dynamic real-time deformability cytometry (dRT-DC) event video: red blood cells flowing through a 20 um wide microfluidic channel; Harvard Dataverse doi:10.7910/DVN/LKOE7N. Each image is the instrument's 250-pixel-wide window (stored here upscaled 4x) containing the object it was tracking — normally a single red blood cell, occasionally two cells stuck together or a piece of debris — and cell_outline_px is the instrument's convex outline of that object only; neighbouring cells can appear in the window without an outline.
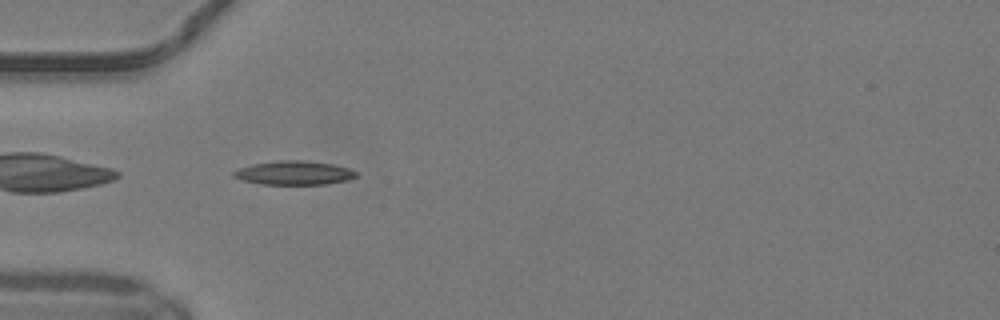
{"species": "common noctule bat (a hibernating species)", "species_latin": "Nyctalus noctula", "temperature_condition": "warm", "stored_images_in_passage": 35, "camera_frame_rate_fps": 3000, "um_per_image_px": 0.085, "animal": {"sex": "male", "body_mass_g": 19.2, "forearm_length_mm": 51.8}, "frame": {"image": 1, "passage_image": 1, "time_ms": 0.0, "image_size_px": [1000, 320], "cell_outline_px": [[356, 176], [348, 180], [328, 184], [260, 184], [244, 180], [232, 176], [232, 172], [240, 168], [252, 164], [280, 160], [300, 160], [332, 164], [348, 168], [356, 172]], "centroid_in_image_um": [24.99, 14.69], "position_along_channel_um": 60.0, "area_um2": 16.88}}
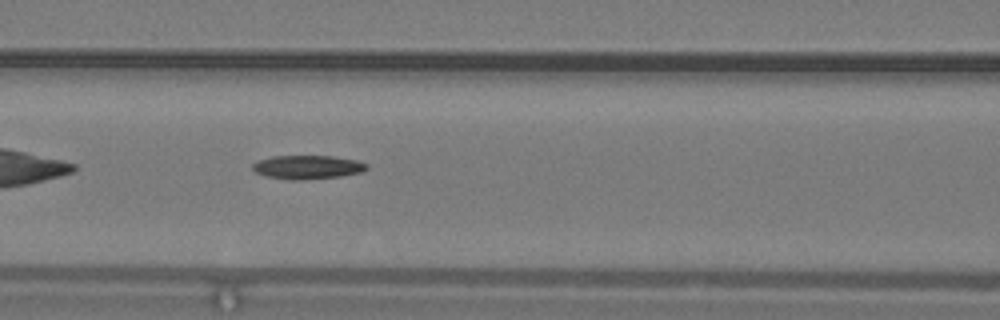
{"frame": {"image": 2, "passage_image": 7, "time_ms": 2.0, "image_size_px": [1000, 320], "cell_outline_px": [[368, 168], [360, 172], [340, 176], [300, 180], [292, 180], [264, 176], [256, 172], [252, 168], [252, 164], [256, 160], [272, 156], [332, 156], [356, 160], [368, 164]], "centroid_in_image_um": [26.09, 14.2], "position_along_channel_um": 140.5, "area_um2": 15.78}}
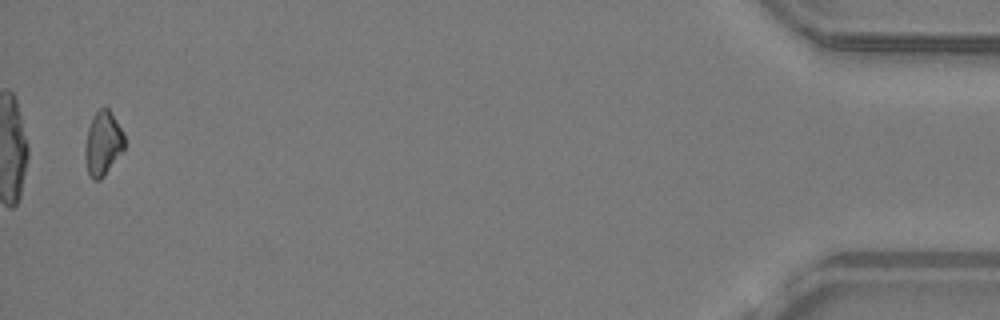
{"frame": {"image": 3, "passage_image": 34, "time_ms": 11.0, "image_size_px": [1000, 320], "cell_outline_px": [[124, 148], [104, 176], [100, 180], [92, 180], [88, 172], [84, 156], [84, 148], [88, 128], [96, 112], [104, 104], [108, 108], [120, 128], [124, 136]], "centroid_in_image_um": [8.72, 12.2], "position_along_channel_um": 426.5, "area_um2": 14.51}, "authors_computed_cell_mechanics": {"area_um2": 15.5482, "velocity_mm_per_s": 4.1776, "shape_relaxation_time_tau1_ms": 4.225, "shape_relaxation_time_tau2_ms": null, "deformation_change_tau1": 0.1421, "deformation_change_tau2": null}}